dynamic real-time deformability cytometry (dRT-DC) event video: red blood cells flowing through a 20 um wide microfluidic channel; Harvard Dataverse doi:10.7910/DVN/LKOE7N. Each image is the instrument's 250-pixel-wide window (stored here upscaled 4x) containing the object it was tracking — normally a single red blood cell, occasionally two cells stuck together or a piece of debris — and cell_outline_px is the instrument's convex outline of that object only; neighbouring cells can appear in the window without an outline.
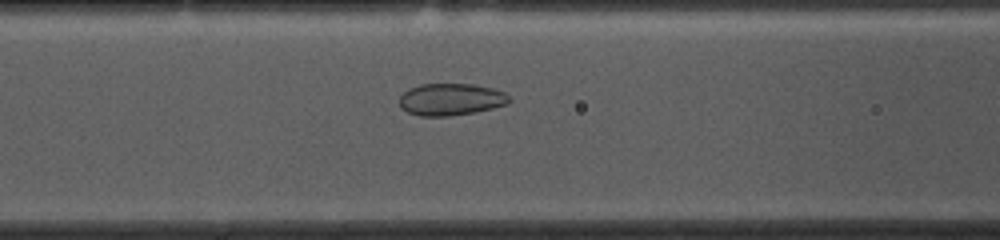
{"species": "common noctule bat (a hibernating species)", "species_latin": "Nyctalus noctula", "temperature_condition": "cold", "stored_images_in_passage": 49, "camera_frame_rate_fps": 3000, "um_per_image_px": 0.085, "animal": {"sex": "female", "body_mass_g": 10.0, "forearm_length_mm": 53.1}, "frame": {"image": 1, "passage_image": 16, "time_ms": 5.0, "image_size_px": [1000, 240], "cell_outline_px": [[512, 100], [508, 104], [476, 112], [448, 116], [420, 116], [408, 112], [400, 108], [400, 96], [408, 88], [420, 84], [472, 84], [492, 88], [504, 92]], "centroid_in_image_um": [38.32, 8.45], "position_along_channel_um": 128.3, "area_um2": 20.58}}
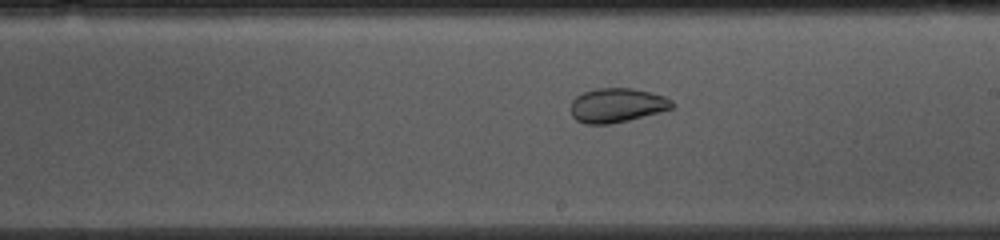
{"frame": {"image": 2, "passage_image": 25, "time_ms": 8.0, "image_size_px": [1000, 240], "cell_outline_px": [[676, 104], [672, 108], [660, 112], [628, 120], [608, 124], [584, 124], [576, 120], [572, 116], [568, 108], [572, 100], [576, 96], [584, 92], [596, 88], [632, 88], [652, 92], [664, 96], [672, 100]], "centroid_in_image_um": [52.42, 8.94], "position_along_channel_um": 236.6, "area_um2": 20.52}}
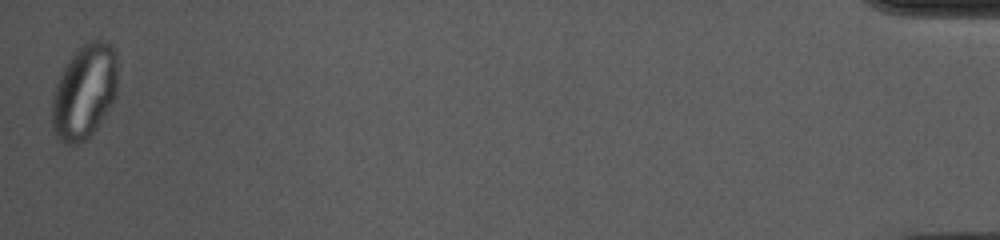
{"frame": {"image": 3, "passage_image": 49, "time_ms": 16.0, "image_size_px": [1000, 240], "cell_outline_px": [[116, 96], [96, 128], [84, 140], [76, 144], [68, 144], [60, 140], [56, 136], [52, 124], [52, 100], [56, 84], [64, 64], [88, 40], [108, 40], [112, 44], [116, 52]], "centroid_in_image_um": [7.17, 7.76], "position_along_channel_um": 428.0, "area_um2": 35.95}}